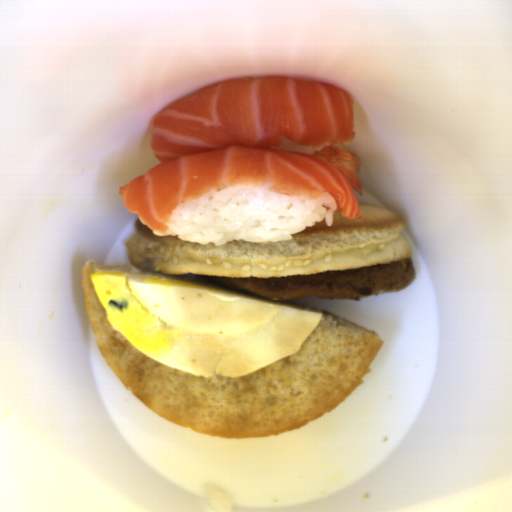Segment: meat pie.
<instances>
[{
  "label": "meat pie",
  "mask_w": 512,
  "mask_h": 512,
  "mask_svg": "<svg viewBox=\"0 0 512 512\" xmlns=\"http://www.w3.org/2000/svg\"><path fill=\"white\" fill-rule=\"evenodd\" d=\"M208 281L278 301L316 297L327 300H360L398 292L416 277L411 258L354 269L283 277H209Z\"/></svg>",
  "instance_id": "obj_1"
}]
</instances>
